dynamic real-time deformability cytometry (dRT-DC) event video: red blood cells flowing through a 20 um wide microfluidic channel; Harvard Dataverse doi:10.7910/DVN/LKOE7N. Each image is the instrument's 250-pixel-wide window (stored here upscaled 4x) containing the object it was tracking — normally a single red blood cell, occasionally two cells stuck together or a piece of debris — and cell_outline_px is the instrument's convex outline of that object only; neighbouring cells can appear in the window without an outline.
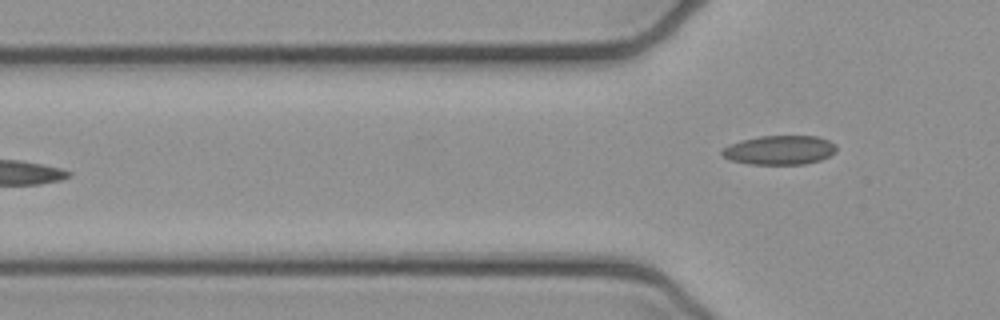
{"species": "common noctule bat (a hibernating species)", "species_latin": "Nyctalus noctula", "temperature_condition": "cold", "stored_images_in_passage": 5, "camera_frame_rate_fps": 3000, "um_per_image_px": 0.085, "animal": {"sex": "female", "body_mass_g": 21.9}, "frame": {"image": 1, "passage_image": 5, "time_ms": 1.333, "image_size_px": [1000, 320], "cell_outline_px": [[836, 152], [820, 160], [804, 164], [748, 164], [732, 160], [724, 156], [720, 152], [724, 148], [740, 140], [760, 136], [816, 136], [828, 140], [836, 144]], "centroid_in_image_um": [66.29, 12.75], "position_along_channel_um": 59.5, "area_um2": 19.31}}